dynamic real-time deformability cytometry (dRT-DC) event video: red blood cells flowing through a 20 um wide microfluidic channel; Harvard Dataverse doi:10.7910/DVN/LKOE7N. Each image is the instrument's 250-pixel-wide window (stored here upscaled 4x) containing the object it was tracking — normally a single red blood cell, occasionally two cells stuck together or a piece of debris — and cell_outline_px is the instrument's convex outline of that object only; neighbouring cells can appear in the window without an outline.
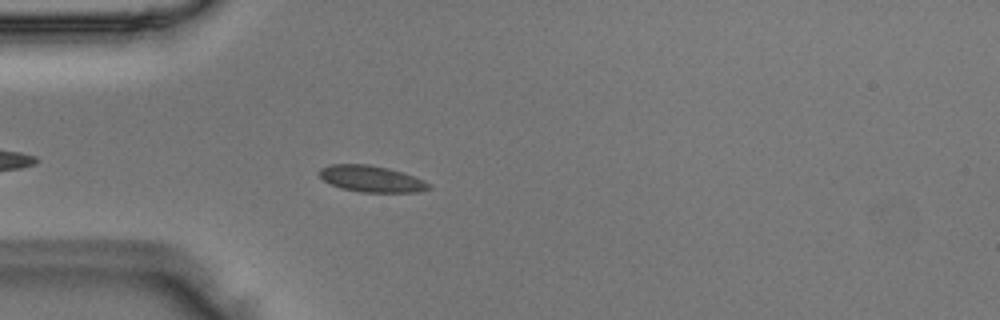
{"species": "Egyptian fruit bat (a non-hibernating species)", "species_latin": "Rousettus aegyptiacus", "temperature_condition": "room temperature", "stored_images_in_passage": 31, "camera_frame_rate_fps": 3000, "um_per_image_px": 0.085, "animal": {"sex": "male"}, "frame": {"image": 1, "passage_image": 5, "time_ms": 1.333, "image_size_px": [1000, 320], "cell_outline_px": [[432, 188], [420, 192], [360, 192], [340, 188], [324, 180], [320, 176], [320, 168], [332, 164], [368, 164], [388, 168], [424, 180], [432, 184]], "centroid_in_image_um": [31.6, 15.21], "position_along_channel_um": 53.4, "area_um2": 16.76}}
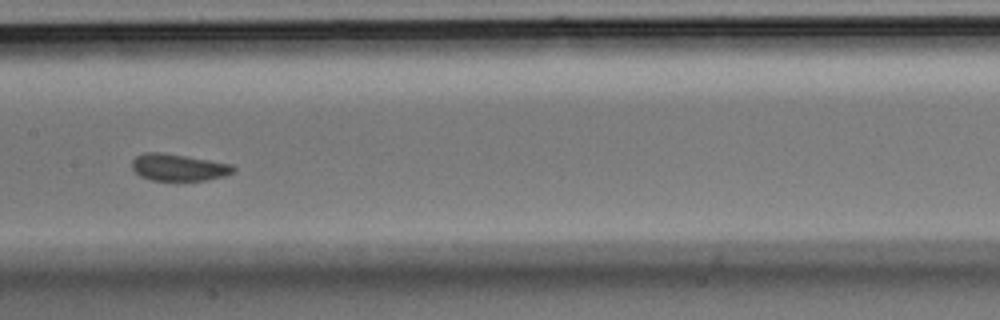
{"frame": {"image": 2, "passage_image": 16, "time_ms": 5.0, "image_size_px": [1000, 320], "cell_outline_px": [[236, 168], [232, 172], [224, 176], [204, 180], [152, 180], [140, 176], [132, 168], [132, 160], [136, 156], [144, 152], [160, 152], [232, 164]], "centroid_in_image_um": [15.14, 14.22], "position_along_channel_um": 192.3, "area_um2": 15.66}}
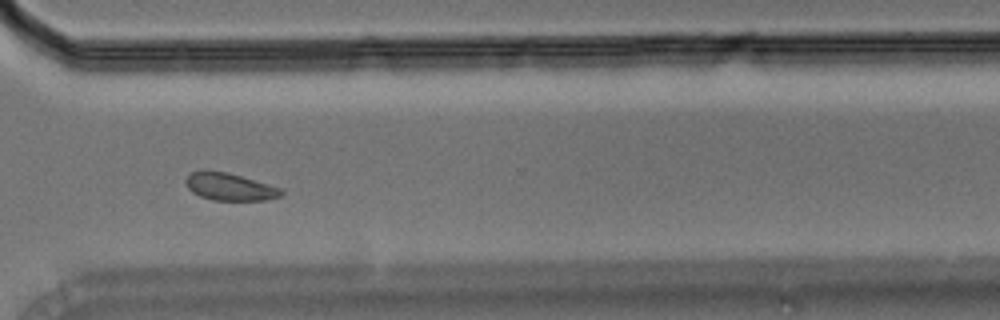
{"frame": {"image": 3, "passage_image": 28, "time_ms": 9.0, "image_size_px": [1000, 320], "cell_outline_px": [[284, 192], [280, 196], [268, 200], [212, 200], [200, 196], [192, 192], [188, 188], [184, 180], [192, 172], [228, 172], [284, 188]], "centroid_in_image_um": [19.59, 15.9], "position_along_channel_um": 351.0, "area_um2": 15.14}}